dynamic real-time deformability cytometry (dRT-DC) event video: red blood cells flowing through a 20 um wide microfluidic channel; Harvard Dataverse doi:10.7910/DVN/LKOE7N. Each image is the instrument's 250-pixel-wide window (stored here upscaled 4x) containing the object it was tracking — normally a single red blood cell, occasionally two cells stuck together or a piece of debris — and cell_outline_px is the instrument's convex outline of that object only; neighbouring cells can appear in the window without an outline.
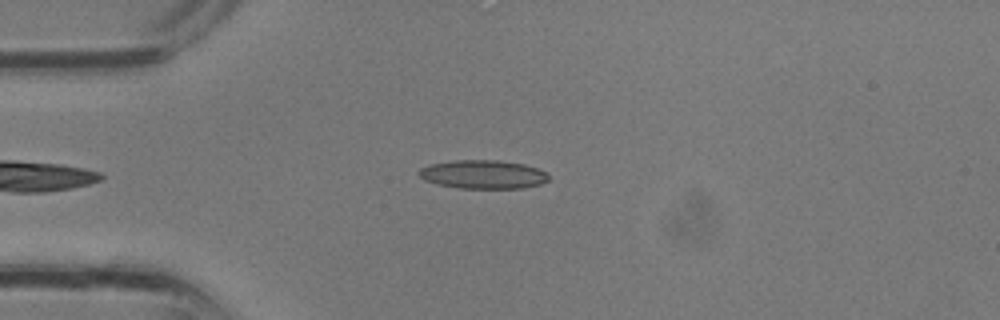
{"species": "common noctule bat (a hibernating species)", "species_latin": "Nyctalus noctula", "temperature_condition": "room temperature", "stored_images_in_passage": 3, "camera_frame_rate_fps": 3000, "um_per_image_px": 0.085, "animal": {"sex": "male", "body_mass_g": 13.3}, "frame": {"image": 1, "passage_image": 3, "time_ms": 0.667, "image_size_px": [1000, 320], "cell_outline_px": [[548, 180], [540, 184], [524, 188], [460, 188], [436, 184], [424, 180], [416, 172], [420, 168], [428, 164], [456, 160], [496, 160], [524, 164], [536, 168], [544, 172], [548, 176]], "centroid_in_image_um": [41.0, 14.82], "position_along_channel_um": 44.0, "area_um2": 21.62}}